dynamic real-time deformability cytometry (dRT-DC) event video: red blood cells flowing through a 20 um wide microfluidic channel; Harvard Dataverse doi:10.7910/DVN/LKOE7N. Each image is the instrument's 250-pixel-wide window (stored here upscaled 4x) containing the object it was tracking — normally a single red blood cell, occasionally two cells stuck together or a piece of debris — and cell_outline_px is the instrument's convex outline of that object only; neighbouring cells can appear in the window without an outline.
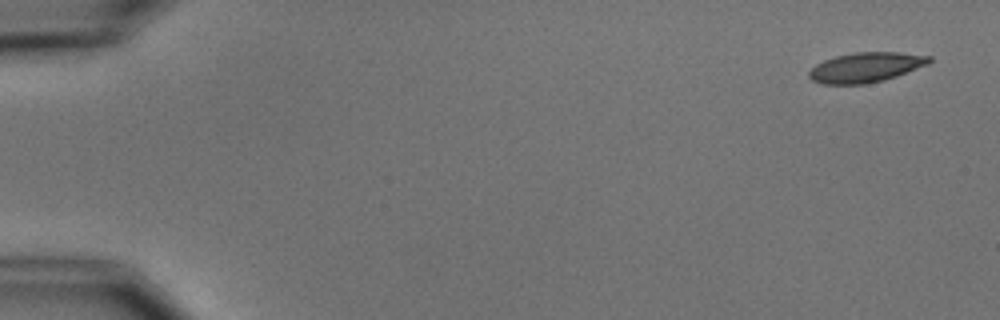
{"species": "common noctule bat (a hibernating species)", "species_latin": "Nyctalus noctula", "temperature_condition": "cold", "stored_images_in_passage": 5, "camera_frame_rate_fps": 3000, "um_per_image_px": 0.085, "animal": {"sex": "male", "body_mass_g": 15.6}, "frame": {"image": 1, "passage_image": 1, "time_ms": 0.0, "image_size_px": [1000, 320], "cell_outline_px": [[932, 60], [928, 64], [896, 76], [884, 80], [864, 84], [820, 84], [812, 80], [808, 76], [808, 72], [816, 64], [824, 60], [836, 56], [856, 52], [900, 52], [932, 56]], "centroid_in_image_um": [73.59, 5.72], "position_along_channel_um": 11.4, "area_um2": 20.92}}
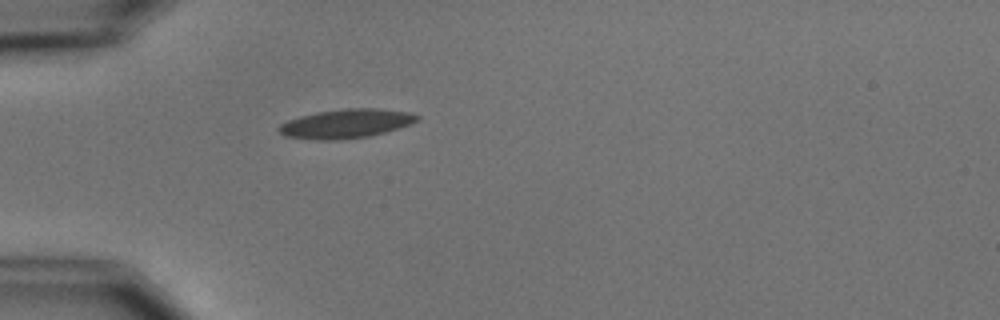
{"frame": {"image": 2, "passage_image": 5, "time_ms": 4.667, "image_size_px": [1000, 320], "cell_outline_px": [[420, 120], [384, 132], [368, 136], [336, 140], [316, 140], [284, 136], [276, 128], [280, 124], [288, 120], [300, 116], [316, 112], [344, 108], [376, 108], [408, 112], [420, 116]], "centroid_in_image_um": [29.37, 10.5], "position_along_channel_um": 55.6, "area_um2": 23.29}}